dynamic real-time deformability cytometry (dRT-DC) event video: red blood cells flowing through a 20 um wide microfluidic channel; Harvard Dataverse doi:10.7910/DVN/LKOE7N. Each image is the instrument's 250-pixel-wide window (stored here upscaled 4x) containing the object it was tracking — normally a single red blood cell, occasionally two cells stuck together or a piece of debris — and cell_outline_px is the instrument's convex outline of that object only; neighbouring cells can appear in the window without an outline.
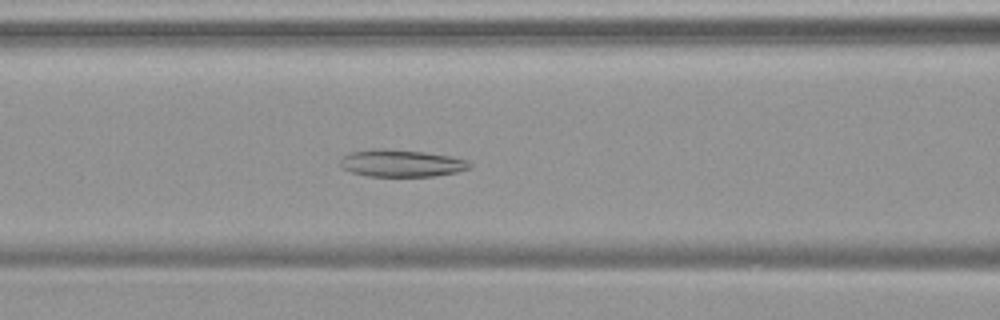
{"species": "common noctule bat (a hibernating species)", "species_latin": "Nyctalus noctula", "temperature_condition": "warm", "stored_images_in_passage": 54, "camera_frame_rate_fps": 3000, "um_per_image_px": 0.085, "animal": {"sex": "female", "body_mass_g": 19.9}, "frame": {"image": 1, "passage_image": 23, "time_ms": 7.333, "image_size_px": [1000, 320], "cell_outline_px": [[472, 168], [456, 172], [432, 176], [368, 176], [352, 172], [344, 168], [340, 164], [340, 160], [348, 152], [372, 148], [380, 148], [424, 152], [448, 156], [468, 160], [472, 164]], "centroid_in_image_um": [34.11, 13.86], "position_along_channel_um": 132.5, "area_um2": 20.46}}
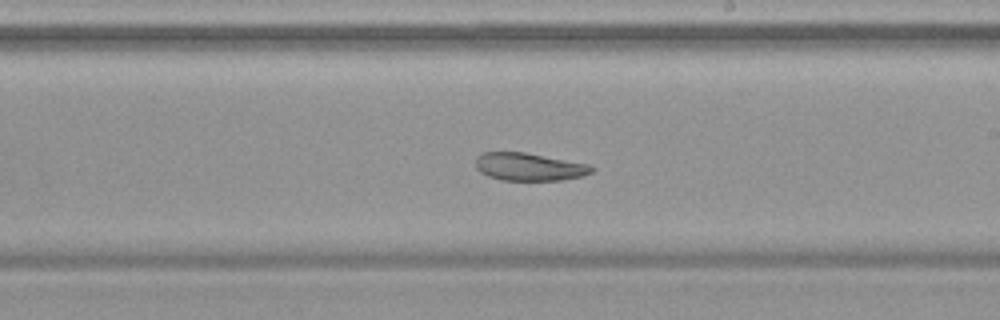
{"frame": {"image": 2, "passage_image": 32, "time_ms": 10.333, "image_size_px": [1000, 320], "cell_outline_px": [[596, 168], [592, 172], [584, 176], [560, 180], [500, 180], [488, 176], [480, 172], [476, 168], [476, 156], [480, 152], [524, 152], [592, 164]], "centroid_in_image_um": [45.0, 14.17], "position_along_channel_um": 244.0, "area_um2": 19.07}}
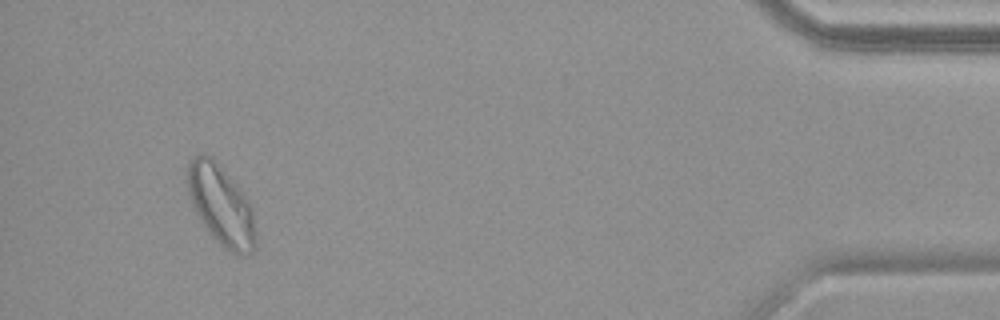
{"frame": {"image": 3, "passage_image": 51, "time_ms": 16.667, "image_size_px": [1000, 320], "cell_outline_px": [[256, 244], [252, 252], [244, 256], [240, 256], [224, 248], [208, 232], [200, 220], [192, 204], [188, 192], [188, 160], [192, 156], [212, 156], [236, 184], [252, 208], [256, 232]], "centroid_in_image_um": [18.8, 17.48], "position_along_channel_um": 416.4, "area_um2": 31.56}, "authors_computed_cell_mechanics": {"area_um2": 26.9926, "velocity_mm_per_s": 3.7327, "shape_relaxation_time_tau1_ms": null, "shape_relaxation_time_tau2_ms": 5.9581, "deformation_change_tau1": null, "deformation_change_tau2": 0.1164}}